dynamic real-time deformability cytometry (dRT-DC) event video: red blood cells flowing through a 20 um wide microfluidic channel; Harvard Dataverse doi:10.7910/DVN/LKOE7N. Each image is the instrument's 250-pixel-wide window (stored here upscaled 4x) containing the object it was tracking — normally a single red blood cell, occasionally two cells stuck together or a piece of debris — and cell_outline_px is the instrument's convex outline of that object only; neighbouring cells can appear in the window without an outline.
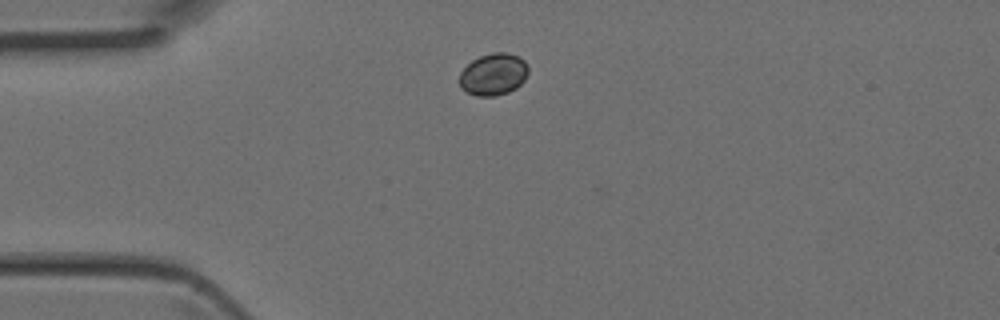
{"species": "Egyptian fruit bat (a non-hibernating species)", "species_latin": "Rousettus aegyptiacus", "temperature_condition": "room temperature", "stored_images_in_passage": 35, "camera_frame_rate_fps": 3000, "um_per_image_px": 0.085, "animal": {"sex": "female"}, "frame": {"image": 1, "passage_image": 1, "time_ms": 0.0, "image_size_px": [1000, 320], "cell_outline_px": [[528, 72], [524, 80], [516, 88], [508, 92], [496, 96], [476, 96], [460, 88], [460, 72], [472, 60], [480, 56], [492, 52], [508, 52], [520, 56], [528, 64]], "centroid_in_image_um": [41.96, 6.3], "position_along_channel_um": 43.0, "area_um2": 16.99}}
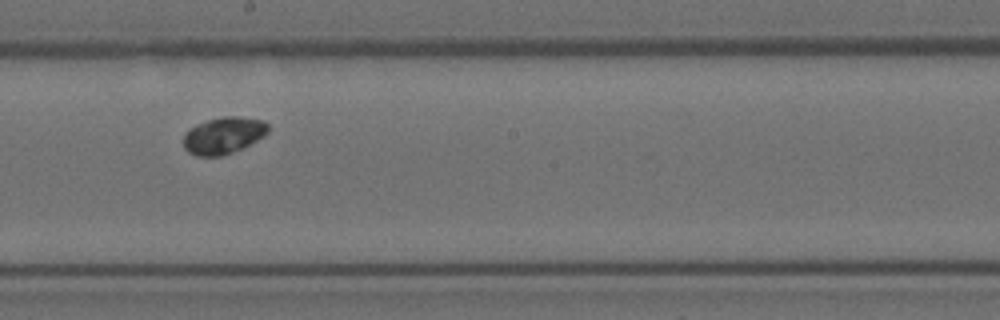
{"frame": {"image": 2, "passage_image": 15, "time_ms": 4.667, "image_size_px": [1000, 320], "cell_outline_px": [[268, 132], [244, 148], [220, 156], [196, 156], [188, 152], [184, 148], [184, 136], [196, 124], [208, 120], [224, 116], [240, 116], [264, 120], [268, 124]], "centroid_in_image_um": [19.01, 11.51], "position_along_channel_um": 229.2, "area_um2": 18.03}}
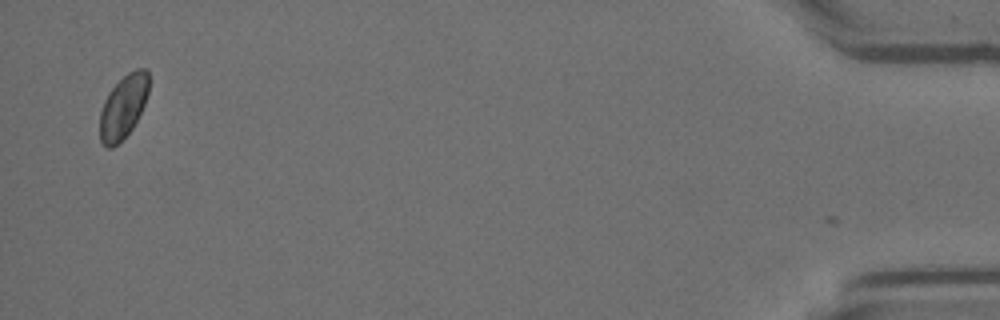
{"frame": {"image": 3, "passage_image": 34, "time_ms": 11.0, "image_size_px": [1000, 320], "cell_outline_px": [[148, 92], [144, 104], [132, 128], [112, 148], [108, 148], [100, 140], [100, 112], [104, 100], [108, 92], [128, 72], [136, 68], [148, 68]], "centroid_in_image_um": [10.47, 9.04], "position_along_channel_um": 424.7, "area_um2": 17.8}}